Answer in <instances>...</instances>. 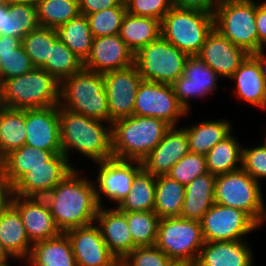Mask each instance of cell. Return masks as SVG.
I'll return each mask as SVG.
<instances>
[{"instance_id": "cell-60", "label": "cell", "mask_w": 266, "mask_h": 266, "mask_svg": "<svg viewBox=\"0 0 266 266\" xmlns=\"http://www.w3.org/2000/svg\"><path fill=\"white\" fill-rule=\"evenodd\" d=\"M3 168V158L0 156V170Z\"/></svg>"}, {"instance_id": "cell-4", "label": "cell", "mask_w": 266, "mask_h": 266, "mask_svg": "<svg viewBox=\"0 0 266 266\" xmlns=\"http://www.w3.org/2000/svg\"><path fill=\"white\" fill-rule=\"evenodd\" d=\"M63 102V103H62ZM59 106L89 118L105 121L110 126L104 76L82 68L60 82Z\"/></svg>"}, {"instance_id": "cell-52", "label": "cell", "mask_w": 266, "mask_h": 266, "mask_svg": "<svg viewBox=\"0 0 266 266\" xmlns=\"http://www.w3.org/2000/svg\"><path fill=\"white\" fill-rule=\"evenodd\" d=\"M22 44V40L11 36L0 35V57L14 52Z\"/></svg>"}, {"instance_id": "cell-40", "label": "cell", "mask_w": 266, "mask_h": 266, "mask_svg": "<svg viewBox=\"0 0 266 266\" xmlns=\"http://www.w3.org/2000/svg\"><path fill=\"white\" fill-rule=\"evenodd\" d=\"M136 247L156 244L160 218L154 211L123 212Z\"/></svg>"}, {"instance_id": "cell-61", "label": "cell", "mask_w": 266, "mask_h": 266, "mask_svg": "<svg viewBox=\"0 0 266 266\" xmlns=\"http://www.w3.org/2000/svg\"><path fill=\"white\" fill-rule=\"evenodd\" d=\"M116 266H124V265L119 262Z\"/></svg>"}, {"instance_id": "cell-59", "label": "cell", "mask_w": 266, "mask_h": 266, "mask_svg": "<svg viewBox=\"0 0 266 266\" xmlns=\"http://www.w3.org/2000/svg\"><path fill=\"white\" fill-rule=\"evenodd\" d=\"M1 21H2V5H0V29H1Z\"/></svg>"}, {"instance_id": "cell-18", "label": "cell", "mask_w": 266, "mask_h": 266, "mask_svg": "<svg viewBox=\"0 0 266 266\" xmlns=\"http://www.w3.org/2000/svg\"><path fill=\"white\" fill-rule=\"evenodd\" d=\"M218 74L197 55L189 56L183 75L171 84L178 102L188 112V100L212 93L217 87Z\"/></svg>"}, {"instance_id": "cell-13", "label": "cell", "mask_w": 266, "mask_h": 266, "mask_svg": "<svg viewBox=\"0 0 266 266\" xmlns=\"http://www.w3.org/2000/svg\"><path fill=\"white\" fill-rule=\"evenodd\" d=\"M108 100L110 125L134 115V104L142 77L135 64L124 69L103 73Z\"/></svg>"}, {"instance_id": "cell-14", "label": "cell", "mask_w": 266, "mask_h": 266, "mask_svg": "<svg viewBox=\"0 0 266 266\" xmlns=\"http://www.w3.org/2000/svg\"><path fill=\"white\" fill-rule=\"evenodd\" d=\"M97 164L99 174L96 183L99 189L95 187V193L99 207H102L100 194L119 205L129 194L135 175L142 169L141 162L111 158Z\"/></svg>"}, {"instance_id": "cell-24", "label": "cell", "mask_w": 266, "mask_h": 266, "mask_svg": "<svg viewBox=\"0 0 266 266\" xmlns=\"http://www.w3.org/2000/svg\"><path fill=\"white\" fill-rule=\"evenodd\" d=\"M250 248L243 240L205 242L193 266H253Z\"/></svg>"}, {"instance_id": "cell-47", "label": "cell", "mask_w": 266, "mask_h": 266, "mask_svg": "<svg viewBox=\"0 0 266 266\" xmlns=\"http://www.w3.org/2000/svg\"><path fill=\"white\" fill-rule=\"evenodd\" d=\"M257 182L266 178V147L260 145L242 149V167Z\"/></svg>"}, {"instance_id": "cell-62", "label": "cell", "mask_w": 266, "mask_h": 266, "mask_svg": "<svg viewBox=\"0 0 266 266\" xmlns=\"http://www.w3.org/2000/svg\"><path fill=\"white\" fill-rule=\"evenodd\" d=\"M0 266H8V263L2 264V265H0Z\"/></svg>"}, {"instance_id": "cell-21", "label": "cell", "mask_w": 266, "mask_h": 266, "mask_svg": "<svg viewBox=\"0 0 266 266\" xmlns=\"http://www.w3.org/2000/svg\"><path fill=\"white\" fill-rule=\"evenodd\" d=\"M134 64V53L119 34L93 38L89 57L84 68L97 73L124 69Z\"/></svg>"}, {"instance_id": "cell-39", "label": "cell", "mask_w": 266, "mask_h": 266, "mask_svg": "<svg viewBox=\"0 0 266 266\" xmlns=\"http://www.w3.org/2000/svg\"><path fill=\"white\" fill-rule=\"evenodd\" d=\"M58 39L56 29L47 27H38L22 38V46L35 68L50 61L51 48Z\"/></svg>"}, {"instance_id": "cell-37", "label": "cell", "mask_w": 266, "mask_h": 266, "mask_svg": "<svg viewBox=\"0 0 266 266\" xmlns=\"http://www.w3.org/2000/svg\"><path fill=\"white\" fill-rule=\"evenodd\" d=\"M242 149L230 133L205 155L208 172L217 176L241 169Z\"/></svg>"}, {"instance_id": "cell-35", "label": "cell", "mask_w": 266, "mask_h": 266, "mask_svg": "<svg viewBox=\"0 0 266 266\" xmlns=\"http://www.w3.org/2000/svg\"><path fill=\"white\" fill-rule=\"evenodd\" d=\"M156 177L143 168L135 175L129 194L116 208L121 212L154 211Z\"/></svg>"}, {"instance_id": "cell-3", "label": "cell", "mask_w": 266, "mask_h": 266, "mask_svg": "<svg viewBox=\"0 0 266 266\" xmlns=\"http://www.w3.org/2000/svg\"><path fill=\"white\" fill-rule=\"evenodd\" d=\"M171 126L150 116L132 115L111 124L112 156L142 161L161 141Z\"/></svg>"}, {"instance_id": "cell-48", "label": "cell", "mask_w": 266, "mask_h": 266, "mask_svg": "<svg viewBox=\"0 0 266 266\" xmlns=\"http://www.w3.org/2000/svg\"><path fill=\"white\" fill-rule=\"evenodd\" d=\"M123 0H78L79 12L88 15L118 6Z\"/></svg>"}, {"instance_id": "cell-49", "label": "cell", "mask_w": 266, "mask_h": 266, "mask_svg": "<svg viewBox=\"0 0 266 266\" xmlns=\"http://www.w3.org/2000/svg\"><path fill=\"white\" fill-rule=\"evenodd\" d=\"M173 6L180 9H196L214 13L219 0H172Z\"/></svg>"}, {"instance_id": "cell-9", "label": "cell", "mask_w": 266, "mask_h": 266, "mask_svg": "<svg viewBox=\"0 0 266 266\" xmlns=\"http://www.w3.org/2000/svg\"><path fill=\"white\" fill-rule=\"evenodd\" d=\"M188 57L160 36L134 55V64L143 81L172 84L183 75Z\"/></svg>"}, {"instance_id": "cell-17", "label": "cell", "mask_w": 266, "mask_h": 266, "mask_svg": "<svg viewBox=\"0 0 266 266\" xmlns=\"http://www.w3.org/2000/svg\"><path fill=\"white\" fill-rule=\"evenodd\" d=\"M73 169L62 153L54 154L49 166L32 168L13 185L14 195L43 198Z\"/></svg>"}, {"instance_id": "cell-56", "label": "cell", "mask_w": 266, "mask_h": 266, "mask_svg": "<svg viewBox=\"0 0 266 266\" xmlns=\"http://www.w3.org/2000/svg\"><path fill=\"white\" fill-rule=\"evenodd\" d=\"M171 266H193V265L184 262H174Z\"/></svg>"}, {"instance_id": "cell-23", "label": "cell", "mask_w": 266, "mask_h": 266, "mask_svg": "<svg viewBox=\"0 0 266 266\" xmlns=\"http://www.w3.org/2000/svg\"><path fill=\"white\" fill-rule=\"evenodd\" d=\"M96 221L99 223L97 226L109 251L119 262L122 261L136 247L130 234L126 215L116 207L115 209L99 207Z\"/></svg>"}, {"instance_id": "cell-51", "label": "cell", "mask_w": 266, "mask_h": 266, "mask_svg": "<svg viewBox=\"0 0 266 266\" xmlns=\"http://www.w3.org/2000/svg\"><path fill=\"white\" fill-rule=\"evenodd\" d=\"M13 197V184L5 177L3 170H0V213L12 205Z\"/></svg>"}, {"instance_id": "cell-53", "label": "cell", "mask_w": 266, "mask_h": 266, "mask_svg": "<svg viewBox=\"0 0 266 266\" xmlns=\"http://www.w3.org/2000/svg\"><path fill=\"white\" fill-rule=\"evenodd\" d=\"M262 47L259 51L255 52V53H251L250 55L257 61V63L259 64L260 70H261V74L266 82V56L264 55V51H263Z\"/></svg>"}, {"instance_id": "cell-32", "label": "cell", "mask_w": 266, "mask_h": 266, "mask_svg": "<svg viewBox=\"0 0 266 266\" xmlns=\"http://www.w3.org/2000/svg\"><path fill=\"white\" fill-rule=\"evenodd\" d=\"M26 142L25 109L0 110V156L20 149Z\"/></svg>"}, {"instance_id": "cell-28", "label": "cell", "mask_w": 266, "mask_h": 266, "mask_svg": "<svg viewBox=\"0 0 266 266\" xmlns=\"http://www.w3.org/2000/svg\"><path fill=\"white\" fill-rule=\"evenodd\" d=\"M31 266H77L65 232L32 245L27 260Z\"/></svg>"}, {"instance_id": "cell-27", "label": "cell", "mask_w": 266, "mask_h": 266, "mask_svg": "<svg viewBox=\"0 0 266 266\" xmlns=\"http://www.w3.org/2000/svg\"><path fill=\"white\" fill-rule=\"evenodd\" d=\"M0 241L10 257L21 260L29 257L33 244L27 236L20 213L12 205L0 213Z\"/></svg>"}, {"instance_id": "cell-42", "label": "cell", "mask_w": 266, "mask_h": 266, "mask_svg": "<svg viewBox=\"0 0 266 266\" xmlns=\"http://www.w3.org/2000/svg\"><path fill=\"white\" fill-rule=\"evenodd\" d=\"M126 12L123 0L118 6L86 15L93 37L119 34Z\"/></svg>"}, {"instance_id": "cell-22", "label": "cell", "mask_w": 266, "mask_h": 266, "mask_svg": "<svg viewBox=\"0 0 266 266\" xmlns=\"http://www.w3.org/2000/svg\"><path fill=\"white\" fill-rule=\"evenodd\" d=\"M189 152L185 127L175 129V126H171L162 141L141 161L142 168L155 177L167 175Z\"/></svg>"}, {"instance_id": "cell-8", "label": "cell", "mask_w": 266, "mask_h": 266, "mask_svg": "<svg viewBox=\"0 0 266 266\" xmlns=\"http://www.w3.org/2000/svg\"><path fill=\"white\" fill-rule=\"evenodd\" d=\"M260 183L242 168L216 176L215 204L243 210L259 226L266 219Z\"/></svg>"}, {"instance_id": "cell-7", "label": "cell", "mask_w": 266, "mask_h": 266, "mask_svg": "<svg viewBox=\"0 0 266 266\" xmlns=\"http://www.w3.org/2000/svg\"><path fill=\"white\" fill-rule=\"evenodd\" d=\"M214 28L248 54L258 51V34L253 0H219Z\"/></svg>"}, {"instance_id": "cell-50", "label": "cell", "mask_w": 266, "mask_h": 266, "mask_svg": "<svg viewBox=\"0 0 266 266\" xmlns=\"http://www.w3.org/2000/svg\"><path fill=\"white\" fill-rule=\"evenodd\" d=\"M255 21L258 34V51L266 44V5L255 3Z\"/></svg>"}, {"instance_id": "cell-26", "label": "cell", "mask_w": 266, "mask_h": 266, "mask_svg": "<svg viewBox=\"0 0 266 266\" xmlns=\"http://www.w3.org/2000/svg\"><path fill=\"white\" fill-rule=\"evenodd\" d=\"M216 175L210 172L201 175L185 185V197L180 217L201 221L204 214L215 203Z\"/></svg>"}, {"instance_id": "cell-5", "label": "cell", "mask_w": 266, "mask_h": 266, "mask_svg": "<svg viewBox=\"0 0 266 266\" xmlns=\"http://www.w3.org/2000/svg\"><path fill=\"white\" fill-rule=\"evenodd\" d=\"M60 83L42 68L2 81L4 107L35 109L59 105Z\"/></svg>"}, {"instance_id": "cell-55", "label": "cell", "mask_w": 266, "mask_h": 266, "mask_svg": "<svg viewBox=\"0 0 266 266\" xmlns=\"http://www.w3.org/2000/svg\"><path fill=\"white\" fill-rule=\"evenodd\" d=\"M20 1L28 2L33 5H38L40 2L45 1V0H20Z\"/></svg>"}, {"instance_id": "cell-44", "label": "cell", "mask_w": 266, "mask_h": 266, "mask_svg": "<svg viewBox=\"0 0 266 266\" xmlns=\"http://www.w3.org/2000/svg\"><path fill=\"white\" fill-rule=\"evenodd\" d=\"M120 263L124 266H171L174 261L153 245L135 247Z\"/></svg>"}, {"instance_id": "cell-19", "label": "cell", "mask_w": 266, "mask_h": 266, "mask_svg": "<svg viewBox=\"0 0 266 266\" xmlns=\"http://www.w3.org/2000/svg\"><path fill=\"white\" fill-rule=\"evenodd\" d=\"M249 54L215 28L207 35L197 56L220 77L230 78Z\"/></svg>"}, {"instance_id": "cell-25", "label": "cell", "mask_w": 266, "mask_h": 266, "mask_svg": "<svg viewBox=\"0 0 266 266\" xmlns=\"http://www.w3.org/2000/svg\"><path fill=\"white\" fill-rule=\"evenodd\" d=\"M236 81L234 93L247 103L265 109L266 82L257 61L249 54L231 77Z\"/></svg>"}, {"instance_id": "cell-45", "label": "cell", "mask_w": 266, "mask_h": 266, "mask_svg": "<svg viewBox=\"0 0 266 266\" xmlns=\"http://www.w3.org/2000/svg\"><path fill=\"white\" fill-rule=\"evenodd\" d=\"M1 82L17 77L34 69V65L25 52L22 44L8 55H1Z\"/></svg>"}, {"instance_id": "cell-15", "label": "cell", "mask_w": 266, "mask_h": 266, "mask_svg": "<svg viewBox=\"0 0 266 266\" xmlns=\"http://www.w3.org/2000/svg\"><path fill=\"white\" fill-rule=\"evenodd\" d=\"M65 233L71 242L77 266H116L119 263L95 224L75 227Z\"/></svg>"}, {"instance_id": "cell-29", "label": "cell", "mask_w": 266, "mask_h": 266, "mask_svg": "<svg viewBox=\"0 0 266 266\" xmlns=\"http://www.w3.org/2000/svg\"><path fill=\"white\" fill-rule=\"evenodd\" d=\"M38 27L37 5L20 0L2 5L0 35H8L22 40L30 31Z\"/></svg>"}, {"instance_id": "cell-46", "label": "cell", "mask_w": 266, "mask_h": 266, "mask_svg": "<svg viewBox=\"0 0 266 266\" xmlns=\"http://www.w3.org/2000/svg\"><path fill=\"white\" fill-rule=\"evenodd\" d=\"M127 13L158 20L173 7L172 0H124Z\"/></svg>"}, {"instance_id": "cell-34", "label": "cell", "mask_w": 266, "mask_h": 266, "mask_svg": "<svg viewBox=\"0 0 266 266\" xmlns=\"http://www.w3.org/2000/svg\"><path fill=\"white\" fill-rule=\"evenodd\" d=\"M185 186L168 175L156 176L154 212L161 218L180 217Z\"/></svg>"}, {"instance_id": "cell-38", "label": "cell", "mask_w": 266, "mask_h": 266, "mask_svg": "<svg viewBox=\"0 0 266 266\" xmlns=\"http://www.w3.org/2000/svg\"><path fill=\"white\" fill-rule=\"evenodd\" d=\"M79 14L78 0H45L37 5L39 27L57 29Z\"/></svg>"}, {"instance_id": "cell-36", "label": "cell", "mask_w": 266, "mask_h": 266, "mask_svg": "<svg viewBox=\"0 0 266 266\" xmlns=\"http://www.w3.org/2000/svg\"><path fill=\"white\" fill-rule=\"evenodd\" d=\"M231 124L226 120L203 121L185 128L189 151L206 155L211 148L231 133Z\"/></svg>"}, {"instance_id": "cell-54", "label": "cell", "mask_w": 266, "mask_h": 266, "mask_svg": "<svg viewBox=\"0 0 266 266\" xmlns=\"http://www.w3.org/2000/svg\"><path fill=\"white\" fill-rule=\"evenodd\" d=\"M11 258L7 252L2 247L1 241H0V265L7 263V259Z\"/></svg>"}, {"instance_id": "cell-16", "label": "cell", "mask_w": 266, "mask_h": 266, "mask_svg": "<svg viewBox=\"0 0 266 266\" xmlns=\"http://www.w3.org/2000/svg\"><path fill=\"white\" fill-rule=\"evenodd\" d=\"M26 145L54 154L62 153L60 143L59 105L25 109Z\"/></svg>"}, {"instance_id": "cell-30", "label": "cell", "mask_w": 266, "mask_h": 266, "mask_svg": "<svg viewBox=\"0 0 266 266\" xmlns=\"http://www.w3.org/2000/svg\"><path fill=\"white\" fill-rule=\"evenodd\" d=\"M119 35L135 55L142 47L161 36V21L152 17L131 15L126 12Z\"/></svg>"}, {"instance_id": "cell-31", "label": "cell", "mask_w": 266, "mask_h": 266, "mask_svg": "<svg viewBox=\"0 0 266 266\" xmlns=\"http://www.w3.org/2000/svg\"><path fill=\"white\" fill-rule=\"evenodd\" d=\"M52 151L23 145L20 149L10 152L3 158L5 177L14 185L29 170L38 166H49Z\"/></svg>"}, {"instance_id": "cell-12", "label": "cell", "mask_w": 266, "mask_h": 266, "mask_svg": "<svg viewBox=\"0 0 266 266\" xmlns=\"http://www.w3.org/2000/svg\"><path fill=\"white\" fill-rule=\"evenodd\" d=\"M187 113L178 102L171 84L143 80L139 84L134 115L155 117L176 127L177 119Z\"/></svg>"}, {"instance_id": "cell-2", "label": "cell", "mask_w": 266, "mask_h": 266, "mask_svg": "<svg viewBox=\"0 0 266 266\" xmlns=\"http://www.w3.org/2000/svg\"><path fill=\"white\" fill-rule=\"evenodd\" d=\"M59 121L61 151L68 162L73 148L95 162L113 158L111 125L60 106Z\"/></svg>"}, {"instance_id": "cell-10", "label": "cell", "mask_w": 266, "mask_h": 266, "mask_svg": "<svg viewBox=\"0 0 266 266\" xmlns=\"http://www.w3.org/2000/svg\"><path fill=\"white\" fill-rule=\"evenodd\" d=\"M204 243L199 221L182 217L160 219L155 245L174 262L194 265Z\"/></svg>"}, {"instance_id": "cell-58", "label": "cell", "mask_w": 266, "mask_h": 266, "mask_svg": "<svg viewBox=\"0 0 266 266\" xmlns=\"http://www.w3.org/2000/svg\"><path fill=\"white\" fill-rule=\"evenodd\" d=\"M12 1L14 0H0V5H8Z\"/></svg>"}, {"instance_id": "cell-41", "label": "cell", "mask_w": 266, "mask_h": 266, "mask_svg": "<svg viewBox=\"0 0 266 266\" xmlns=\"http://www.w3.org/2000/svg\"><path fill=\"white\" fill-rule=\"evenodd\" d=\"M83 67L84 63L58 39L51 48L50 61H46L42 69L46 70L60 83Z\"/></svg>"}, {"instance_id": "cell-33", "label": "cell", "mask_w": 266, "mask_h": 266, "mask_svg": "<svg viewBox=\"0 0 266 266\" xmlns=\"http://www.w3.org/2000/svg\"><path fill=\"white\" fill-rule=\"evenodd\" d=\"M58 38L84 63L92 49L93 35L86 15L79 14L56 29Z\"/></svg>"}, {"instance_id": "cell-6", "label": "cell", "mask_w": 266, "mask_h": 266, "mask_svg": "<svg viewBox=\"0 0 266 266\" xmlns=\"http://www.w3.org/2000/svg\"><path fill=\"white\" fill-rule=\"evenodd\" d=\"M213 28V14L196 9L173 6L161 20V36L189 56L200 52Z\"/></svg>"}, {"instance_id": "cell-11", "label": "cell", "mask_w": 266, "mask_h": 266, "mask_svg": "<svg viewBox=\"0 0 266 266\" xmlns=\"http://www.w3.org/2000/svg\"><path fill=\"white\" fill-rule=\"evenodd\" d=\"M200 223L205 242L243 240L242 236L260 227L243 210L215 203Z\"/></svg>"}, {"instance_id": "cell-57", "label": "cell", "mask_w": 266, "mask_h": 266, "mask_svg": "<svg viewBox=\"0 0 266 266\" xmlns=\"http://www.w3.org/2000/svg\"><path fill=\"white\" fill-rule=\"evenodd\" d=\"M4 107L2 100V82H0V110Z\"/></svg>"}, {"instance_id": "cell-1", "label": "cell", "mask_w": 266, "mask_h": 266, "mask_svg": "<svg viewBox=\"0 0 266 266\" xmlns=\"http://www.w3.org/2000/svg\"><path fill=\"white\" fill-rule=\"evenodd\" d=\"M71 170L46 196L49 210L61 232L93 224L99 205L94 183Z\"/></svg>"}, {"instance_id": "cell-20", "label": "cell", "mask_w": 266, "mask_h": 266, "mask_svg": "<svg viewBox=\"0 0 266 266\" xmlns=\"http://www.w3.org/2000/svg\"><path fill=\"white\" fill-rule=\"evenodd\" d=\"M12 206L20 213L32 244L53 238L61 233L44 198L14 195Z\"/></svg>"}, {"instance_id": "cell-43", "label": "cell", "mask_w": 266, "mask_h": 266, "mask_svg": "<svg viewBox=\"0 0 266 266\" xmlns=\"http://www.w3.org/2000/svg\"><path fill=\"white\" fill-rule=\"evenodd\" d=\"M206 173L208 170L205 155L189 152L171 168L167 175L185 186Z\"/></svg>"}]
</instances>
